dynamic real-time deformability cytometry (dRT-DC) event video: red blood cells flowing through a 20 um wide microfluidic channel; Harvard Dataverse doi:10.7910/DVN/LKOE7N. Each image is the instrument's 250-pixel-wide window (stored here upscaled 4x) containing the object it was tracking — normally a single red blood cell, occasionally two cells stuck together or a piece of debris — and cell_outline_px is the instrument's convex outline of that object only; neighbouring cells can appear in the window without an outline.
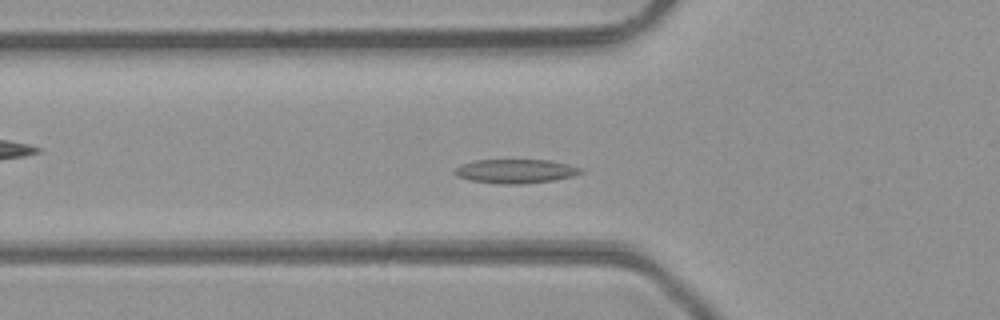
{"species": "common noctule bat (a hibernating species)", "species_latin": "Nyctalus noctula", "temperature_condition": "room temperature", "stored_images_in_passage": 45, "camera_frame_rate_fps": 3000, "um_per_image_px": 0.085, "animal": {"sex": "male", "body_mass_g": 23.1, "forearm_length_mm": 52.7}, "frame": {"image": 1, "passage_image": 14, "time_ms": 4.333, "image_size_px": [1000, 320], "cell_outline_px": [[584, 172], [572, 176], [552, 180], [520, 184], [500, 184], [468, 180], [456, 176], [452, 172], [460, 164], [476, 160], [552, 160], [568, 164], [580, 168]], "centroid_in_image_um": [43.77, 14.55], "position_along_channel_um": 82.0, "area_um2": 17.69}}
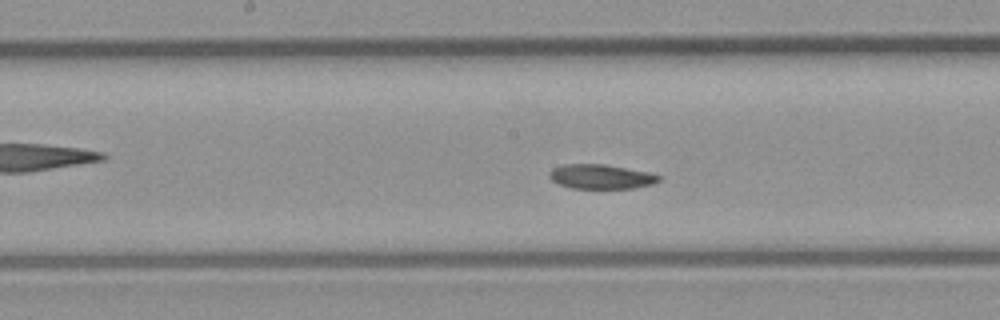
{"frame": {"image": 2, "passage_image": 22, "time_ms": 7.0, "image_size_px": [1000, 320], "cell_outline_px": [[664, 176], [660, 180], [652, 184], [632, 188], [572, 188], [560, 184], [552, 180], [548, 176], [548, 172], [552, 168], [564, 164], [604, 164], [648, 172]], "centroid_in_image_um": [51.08, 15.0], "position_along_channel_um": 197.1, "area_um2": 15.61}}
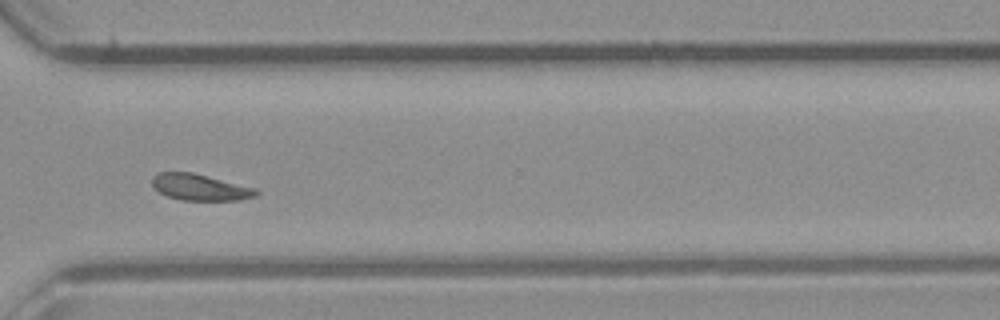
{"frame": {"image": 3, "passage_image": 33, "time_ms": 10.667, "image_size_px": [1000, 320], "cell_outline_px": [[260, 192], [256, 196], [240, 200], [180, 200], [168, 196], [160, 192], [152, 184], [152, 176], [156, 172], [192, 172], [256, 188]], "centroid_in_image_um": [17.01, 15.91], "position_along_channel_um": 353.6, "area_um2": 15.95}, "authors_computed_cell_mechanics": {"area_um2": 16.6464, "velocity_mm_per_s": 4.278, "shape_relaxation_time_tau1_ms": 4.2109, "shape_relaxation_time_tau2_ms": null, "deformation_change_tau1": 0.0973, "deformation_change_tau2": null}}